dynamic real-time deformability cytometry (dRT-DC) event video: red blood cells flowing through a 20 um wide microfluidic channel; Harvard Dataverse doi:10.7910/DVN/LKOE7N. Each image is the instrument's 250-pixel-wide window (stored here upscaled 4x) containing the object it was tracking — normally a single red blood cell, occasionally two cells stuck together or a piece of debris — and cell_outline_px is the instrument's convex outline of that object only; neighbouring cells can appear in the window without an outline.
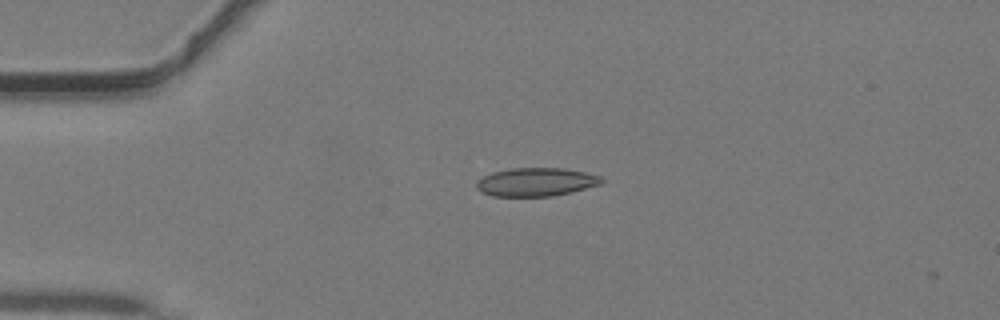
{"species": "common noctule bat (a hibernating species)", "species_latin": "Nyctalus noctula", "temperature_condition": "warm", "stored_images_in_passage": 3, "camera_frame_rate_fps": 3000, "um_per_image_px": 0.085, "animal": {"sex": "male", "body_mass_g": 19.2, "forearm_length_mm": 51.8}, "frame": {"image": 1, "passage_image": 1, "time_ms": 0.0, "image_size_px": [1000, 320], "cell_outline_px": [[604, 180], [600, 184], [572, 192], [552, 196], [492, 196], [480, 192], [476, 188], [476, 184], [484, 176], [492, 172], [512, 168], [564, 168], [584, 172], [600, 176]], "centroid_in_image_um": [45.56, 15.47], "position_along_channel_um": 39.4, "area_um2": 20.63}}